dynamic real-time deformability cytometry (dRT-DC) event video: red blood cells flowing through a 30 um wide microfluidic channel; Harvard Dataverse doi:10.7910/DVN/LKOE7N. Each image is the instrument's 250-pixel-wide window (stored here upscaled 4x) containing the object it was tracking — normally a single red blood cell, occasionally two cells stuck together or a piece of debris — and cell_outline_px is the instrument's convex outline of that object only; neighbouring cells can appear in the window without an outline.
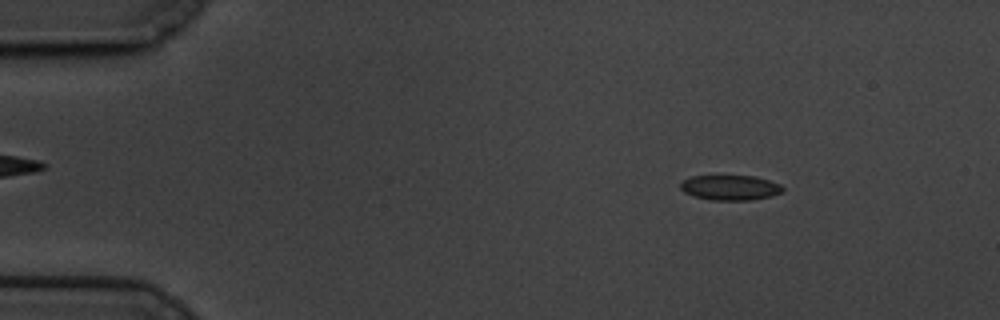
{"species": "common noctule bat (a hibernating species)", "species_latin": "Nyctalus noctula", "temperature_condition": "cold", "stored_images_in_passage": 61, "camera_frame_rate_fps": 3000, "um_per_image_px": 0.085, "animal": {"sex": "male", "body_mass_g": 19.5, "forearm_length_mm": 54.6}, "frame": {"image": 1, "passage_image": 8, "time_ms": 2.333, "image_size_px": [1000, 320], "cell_outline_px": [[784, 192], [772, 196], [752, 200], [712, 200], [692, 196], [684, 192], [680, 188], [680, 180], [692, 176], [756, 176], [780, 184], [784, 188]], "centroid_in_image_um": [62.06, 15.95], "position_along_channel_um": 22.9, "area_um2": 15.14}}
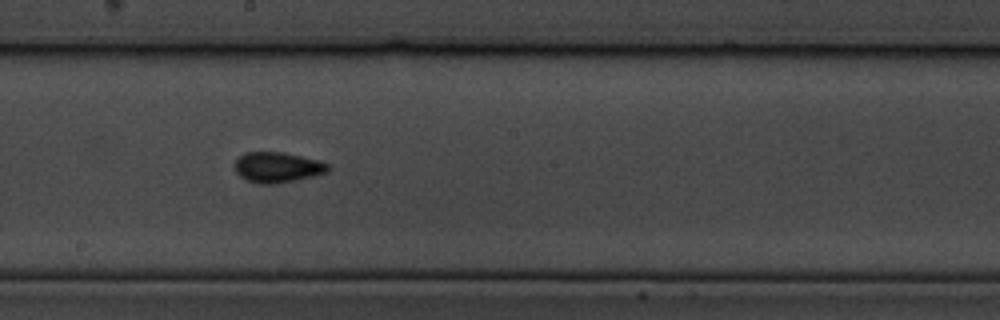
{"frame": {"image": 2, "passage_image": 33, "time_ms": 10.667, "image_size_px": [1000, 320], "cell_outline_px": [[332, 168], [328, 172], [312, 176], [276, 184], [260, 184], [248, 180], [240, 176], [236, 172], [236, 160], [244, 152], [284, 152], [320, 160], [328, 164]], "centroid_in_image_um": [23.62, 14.21], "position_along_channel_um": 224.6, "area_um2": 16.53}}
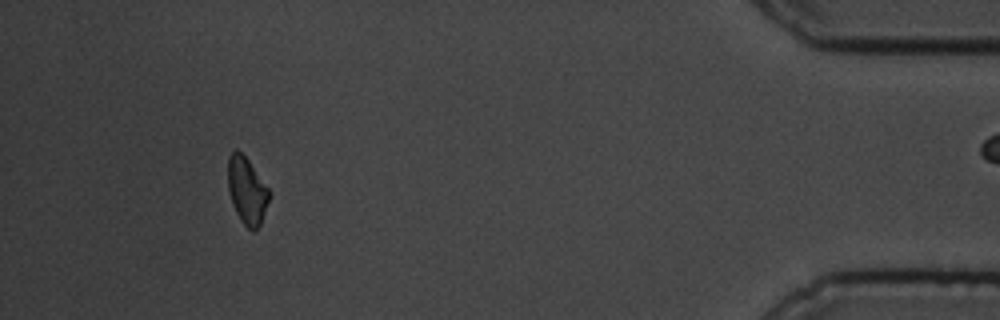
{"frame": {"image": 3, "passage_image": 56, "time_ms": 18.333, "image_size_px": [1000, 320], "cell_outline_px": [[268, 200], [260, 224], [256, 232], [252, 232], [240, 220], [232, 204], [228, 188], [228, 156], [236, 148], [248, 160], [268, 188]], "centroid_in_image_um": [20.95, 16.22], "position_along_channel_um": 414.2, "area_um2": 15.78}, "authors_computed_cell_mechanics": {"area_um2": 15.7794, "velocity_mm_per_s": 3.358, "shape_relaxation_time_tau1_ms": 5.8516, "shape_relaxation_time_tau2_ms": 4.7523, "deformation_change_tau1": 0.1298, "deformation_change_tau2": 0.071}}